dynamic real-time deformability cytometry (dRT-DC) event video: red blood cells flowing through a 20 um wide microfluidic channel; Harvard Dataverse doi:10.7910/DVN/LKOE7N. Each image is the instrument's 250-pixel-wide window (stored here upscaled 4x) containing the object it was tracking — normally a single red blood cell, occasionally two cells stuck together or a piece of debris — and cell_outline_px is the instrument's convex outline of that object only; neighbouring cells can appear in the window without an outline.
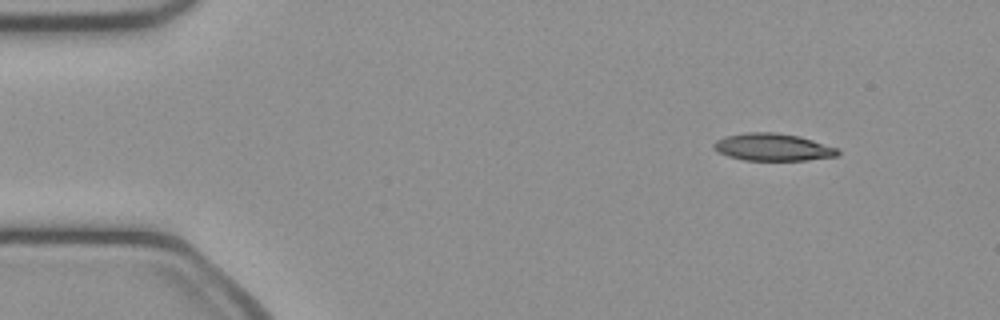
{"species": "common noctule bat (a hibernating species)", "species_latin": "Nyctalus noctula", "temperature_condition": "cold", "stored_images_in_passage": 45, "camera_frame_rate_fps": 3000, "um_per_image_px": 0.085, "animal": {"sex": "female", "body_mass_g": 21.9}, "frame": {"image": 1, "passage_image": 1, "time_ms": 0.0, "image_size_px": [1000, 320], "cell_outline_px": [[840, 152], [836, 156], [808, 160], [744, 160], [728, 156], [712, 148], [712, 144], [716, 140], [724, 136], [748, 132], [776, 132], [800, 136], [836, 148]], "centroid_in_image_um": [65.65, 12.5], "position_along_channel_um": 19.4, "area_um2": 19.71}}
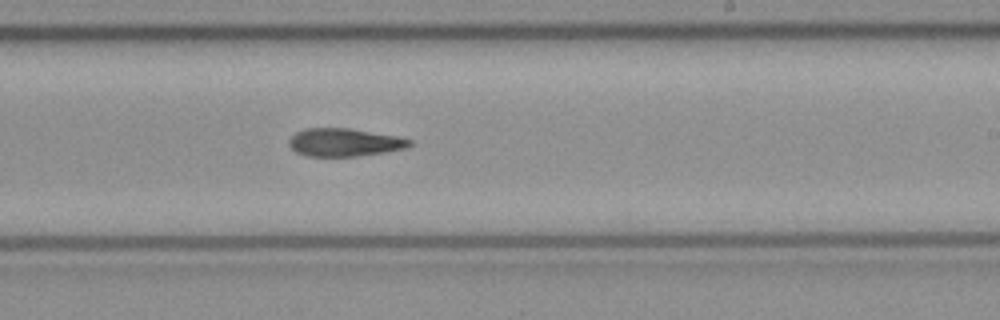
{"frame": {"image": 2, "passage_image": 25, "time_ms": 8.0, "image_size_px": [1000, 320], "cell_outline_px": [[412, 144], [404, 148], [384, 152], [356, 156], [308, 156], [296, 152], [288, 144], [288, 140], [296, 132], [304, 128], [348, 128], [400, 136], [412, 140]], "centroid_in_image_um": [29.27, 12.09], "position_along_channel_um": 259.7, "area_um2": 19.65}}
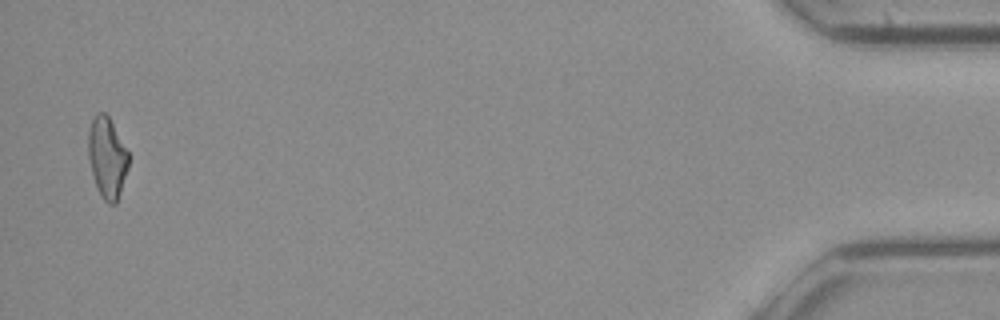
{"frame": {"image": 3, "passage_image": 44, "time_ms": 14.333, "image_size_px": [1000, 320], "cell_outline_px": [[128, 168], [116, 204], [108, 204], [104, 200], [96, 184], [88, 160], [88, 132], [92, 120], [96, 112], [104, 112], [108, 116], [128, 152]], "centroid_in_image_um": [9.09, 13.38], "position_along_channel_um": 426.1, "area_um2": 18.67}}